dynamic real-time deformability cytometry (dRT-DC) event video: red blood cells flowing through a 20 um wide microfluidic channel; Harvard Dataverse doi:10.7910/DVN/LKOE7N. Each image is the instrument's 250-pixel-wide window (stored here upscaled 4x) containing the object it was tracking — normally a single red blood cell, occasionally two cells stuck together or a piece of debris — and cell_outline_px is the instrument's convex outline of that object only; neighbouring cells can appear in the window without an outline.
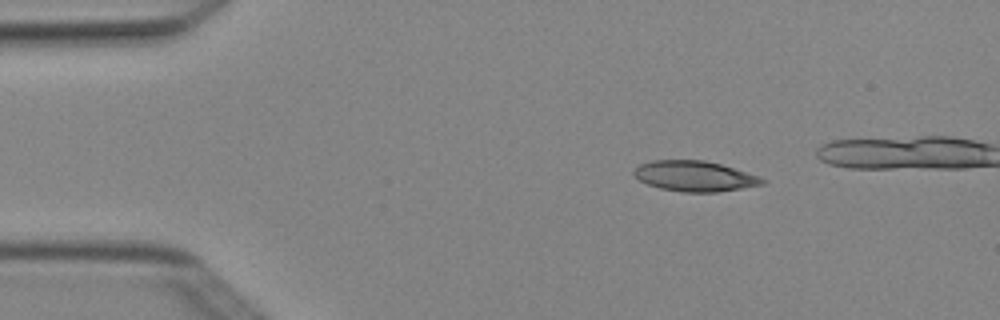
{"species": "Egyptian fruit bat (a non-hibernating species)", "species_latin": "Rousettus aegyptiacus", "temperature_condition": "cold", "stored_images_in_passage": 6, "camera_frame_rate_fps": 3000, "um_per_image_px": 0.085, "animal": {"sex": "female"}, "frame": {"image": 1, "passage_image": 2, "time_ms": 0.333, "image_size_px": [1000, 320], "cell_outline_px": [[768, 180], [764, 184], [716, 192], [680, 192], [660, 188], [648, 184], [640, 180], [632, 172], [640, 164], [652, 160], [704, 160], [720, 164], [760, 176]], "centroid_in_image_um": [59.06, 14.97], "position_along_channel_um": 25.9, "area_um2": 22.66}}
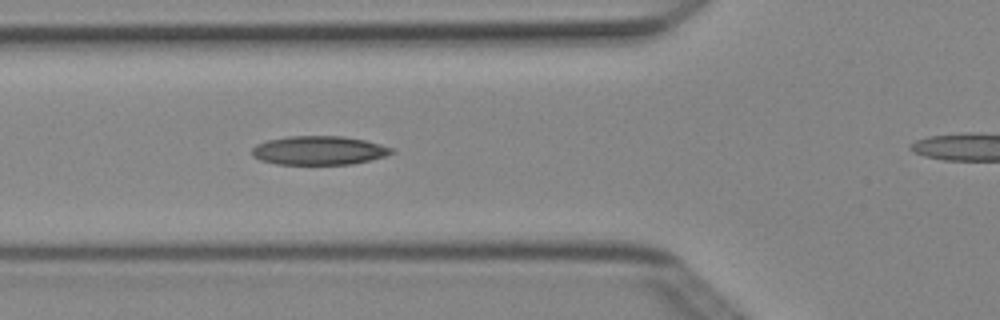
{"frame": {"image": 2, "passage_image": 5, "time_ms": 1.333, "image_size_px": [1000, 320], "cell_outline_px": [[396, 152], [384, 156], [352, 164], [276, 164], [260, 160], [252, 156], [252, 148], [256, 144], [268, 140], [288, 136], [344, 136], [364, 140], [380, 144], [392, 148]], "centroid_in_image_um": [27.09, 12.78], "position_along_channel_um": 98.7, "area_um2": 23.41}}